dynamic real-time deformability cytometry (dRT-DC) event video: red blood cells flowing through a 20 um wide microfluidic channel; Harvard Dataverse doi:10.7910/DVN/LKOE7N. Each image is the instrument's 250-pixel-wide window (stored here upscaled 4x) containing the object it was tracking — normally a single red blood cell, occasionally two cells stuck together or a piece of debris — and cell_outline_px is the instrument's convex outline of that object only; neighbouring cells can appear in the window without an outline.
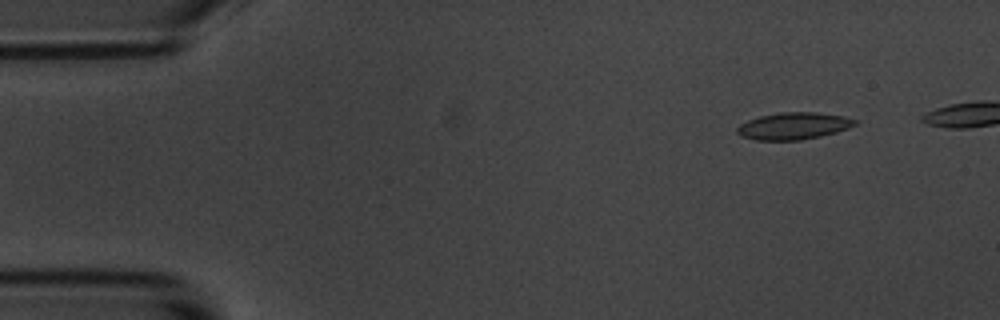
{"species": "common noctule bat (a hibernating species)", "species_latin": "Nyctalus noctula", "temperature_condition": "room temperature", "stored_images_in_passage": 5, "camera_frame_rate_fps": 3000, "um_per_image_px": 0.085, "animal": {"sex": "male", "body_mass_g": 20.1, "forearm_length_mm": 53.5}, "frame": {"image": 1, "passage_image": 2, "time_ms": 1.0, "image_size_px": [1000, 320], "cell_outline_px": [[860, 124], [836, 132], [820, 136], [800, 140], [756, 140], [740, 136], [736, 132], [736, 128], [740, 124], [748, 120], [760, 116], [780, 112], [816, 112], [844, 116], [860, 120]], "centroid_in_image_um": [67.49, 10.7], "position_along_channel_um": 17.5, "area_um2": 18.73}}